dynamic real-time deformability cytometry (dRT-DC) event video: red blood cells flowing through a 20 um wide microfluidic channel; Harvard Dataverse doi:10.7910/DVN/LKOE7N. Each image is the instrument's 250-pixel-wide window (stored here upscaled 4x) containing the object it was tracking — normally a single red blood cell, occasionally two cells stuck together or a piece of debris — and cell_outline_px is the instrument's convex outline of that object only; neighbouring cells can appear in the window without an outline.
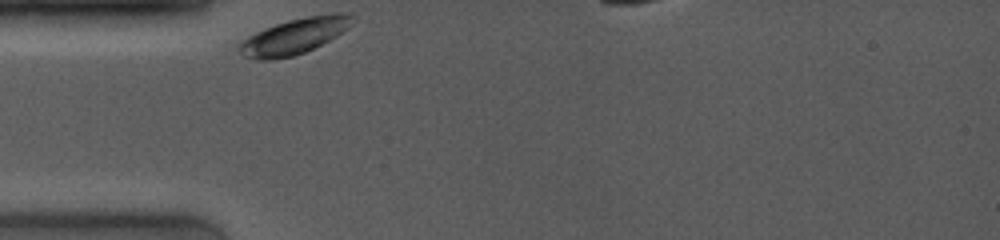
{"species": "common noctule bat (a hibernating species)", "species_latin": "Nyctalus noctula", "temperature_condition": "room temperature", "stored_images_in_passage": 22, "camera_frame_rate_fps": 4000, "um_per_image_px": 0.085, "animal": {"sex": "female", "body_mass_g": 19.0, "forearm_length_mm": 53.3}, "frame": {"image": 1, "passage_image": 1, "time_ms": 0.0, "image_size_px": [1000, 240], "cell_outline_px": [[356, 20], [348, 28], [336, 36], [304, 52], [292, 56], [272, 60], [260, 60], [244, 56], [240, 52], [240, 40], [264, 28], [288, 20], [308, 16], [332, 12], [348, 12], [356, 16]], "centroid_in_image_um": [25.08, 3.04], "position_along_channel_um": 59.9, "area_um2": 23.58}}
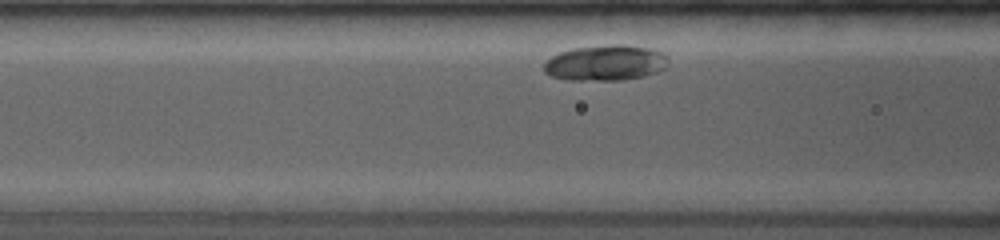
{"frame": {"image": 2, "passage_image": 12, "time_ms": 1.75, "image_size_px": [1000, 240], "cell_outline_px": [[668, 64], [664, 68], [656, 72], [644, 76], [624, 80], [564, 80], [552, 76], [544, 72], [544, 64], [552, 56], [560, 52], [576, 48], [612, 44], [624, 44], [652, 48], [664, 52], [668, 56]], "centroid_in_image_um": [51.51, 5.34], "position_along_channel_um": 115.1, "area_um2": 26.01}}
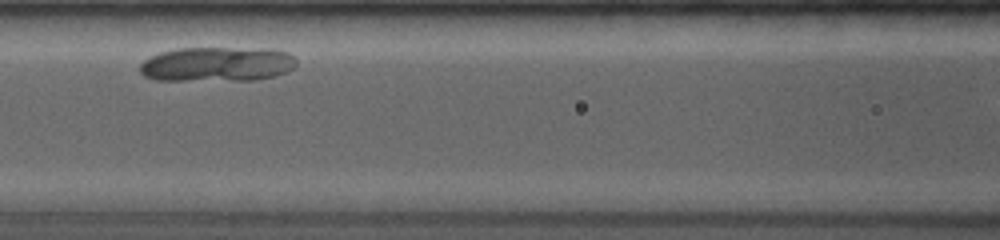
{"frame": {"image": 3, "passage_image": 18, "time_ms": 2.75, "image_size_px": [1000, 240], "cell_outline_px": [[296, 64], [292, 68], [276, 76], [256, 80], [156, 80], [144, 76], [140, 72], [140, 64], [144, 60], [160, 52], [176, 48], [272, 48], [288, 52], [296, 60]], "centroid_in_image_um": [18.46, 5.45], "position_along_channel_um": 148.1, "area_um2": 31.85}}